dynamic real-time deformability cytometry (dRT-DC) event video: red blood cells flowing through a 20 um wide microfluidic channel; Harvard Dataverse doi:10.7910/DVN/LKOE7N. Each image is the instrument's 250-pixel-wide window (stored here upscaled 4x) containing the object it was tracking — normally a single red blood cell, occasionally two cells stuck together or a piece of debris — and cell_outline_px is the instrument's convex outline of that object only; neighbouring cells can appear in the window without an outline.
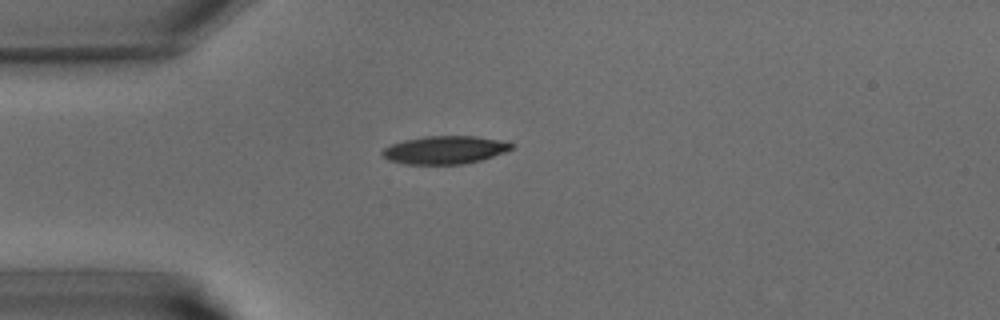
{"species": "common noctule bat (a hibernating species)", "species_latin": "Nyctalus noctula", "temperature_condition": "warm", "stored_images_in_passage": 31, "camera_frame_rate_fps": 3000, "um_per_image_px": 0.085, "animal": {"sex": "male", "body_mass_g": 15.6}, "frame": {"image": 1, "passage_image": 1, "time_ms": 0.0, "image_size_px": [1000, 320], "cell_outline_px": [[516, 144], [512, 148], [504, 152], [480, 160], [464, 164], [404, 164], [388, 160], [380, 152], [384, 148], [392, 144], [404, 140], [424, 136], [476, 136], [500, 140]], "centroid_in_image_um": [37.8, 12.74], "position_along_channel_um": 47.2, "area_um2": 21.04}}
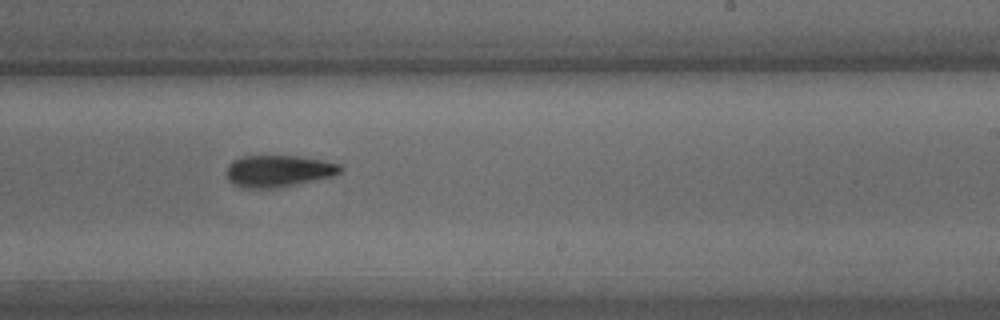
{"frame": {"image": 2, "passage_image": 15, "time_ms": 4.667, "image_size_px": [1000, 320], "cell_outline_px": [[344, 168], [340, 172], [332, 176], [276, 188], [244, 188], [232, 184], [228, 180], [228, 164], [232, 160], [240, 156], [296, 156], [324, 160], [340, 164]], "centroid_in_image_um": [23.65, 14.53], "position_along_channel_um": 265.3, "area_um2": 21.04}}
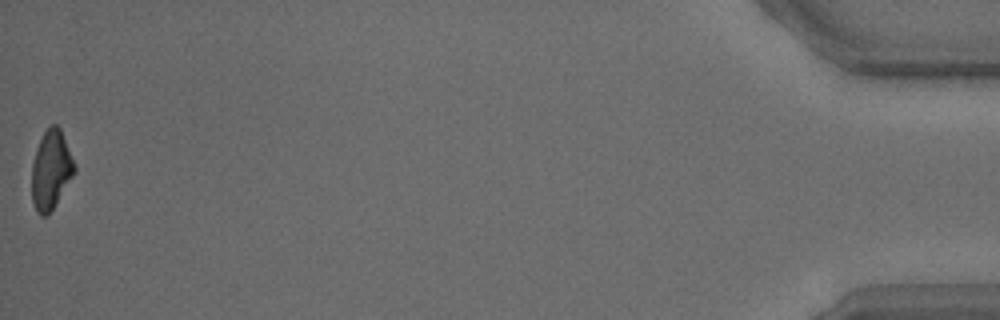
{"frame": {"image": 3, "passage_image": 31, "time_ms": 10.0, "image_size_px": [1000, 320], "cell_outline_px": [[76, 172], [48, 216], [40, 216], [36, 212], [32, 200], [32, 164], [36, 148], [44, 132], [52, 124], [56, 124], [60, 128], [76, 168]], "centroid_in_image_um": [4.33, 14.48], "position_along_channel_um": 430.9, "area_um2": 19.54}}